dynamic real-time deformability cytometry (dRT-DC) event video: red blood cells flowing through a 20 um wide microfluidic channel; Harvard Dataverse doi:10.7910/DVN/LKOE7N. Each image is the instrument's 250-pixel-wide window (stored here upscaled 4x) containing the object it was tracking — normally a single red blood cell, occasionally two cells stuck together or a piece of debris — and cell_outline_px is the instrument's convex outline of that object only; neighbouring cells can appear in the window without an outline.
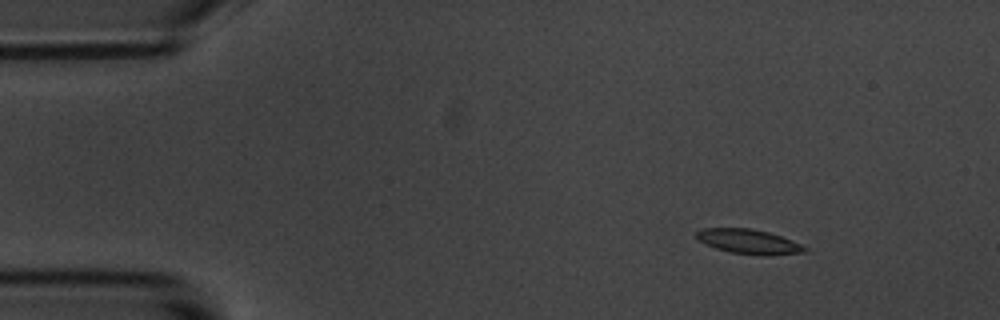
{"species": "common noctule bat (a hibernating species)", "species_latin": "Nyctalus noctula", "temperature_condition": "room temperature", "stored_images_in_passage": 4, "camera_frame_rate_fps": 3000, "um_per_image_px": 0.085, "animal": {"sex": "male", "body_mass_g": 20.1, "forearm_length_mm": 53.5}, "frame": {"image": 1, "passage_image": 2, "time_ms": 1.0, "image_size_px": [1000, 320], "cell_outline_px": [[808, 248], [804, 252], [764, 256], [732, 252], [716, 248], [704, 244], [696, 236], [696, 232], [704, 228], [752, 228], [768, 232], [792, 240]], "centroid_in_image_um": [63.64, 20.53], "position_along_channel_um": 21.4, "area_um2": 15.37}}